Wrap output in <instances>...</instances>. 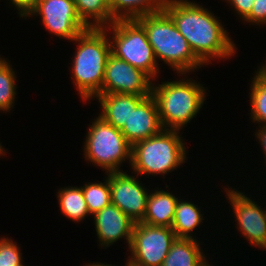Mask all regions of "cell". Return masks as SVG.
<instances>
[{
  "instance_id": "24",
  "label": "cell",
  "mask_w": 266,
  "mask_h": 266,
  "mask_svg": "<svg viewBox=\"0 0 266 266\" xmlns=\"http://www.w3.org/2000/svg\"><path fill=\"white\" fill-rule=\"evenodd\" d=\"M250 86V117L253 122L259 123L258 126H266V82L257 74H254Z\"/></svg>"
},
{
  "instance_id": "8",
  "label": "cell",
  "mask_w": 266,
  "mask_h": 266,
  "mask_svg": "<svg viewBox=\"0 0 266 266\" xmlns=\"http://www.w3.org/2000/svg\"><path fill=\"white\" fill-rule=\"evenodd\" d=\"M177 237L171 227L134 224L128 262L136 266H161Z\"/></svg>"
},
{
  "instance_id": "11",
  "label": "cell",
  "mask_w": 266,
  "mask_h": 266,
  "mask_svg": "<svg viewBox=\"0 0 266 266\" xmlns=\"http://www.w3.org/2000/svg\"><path fill=\"white\" fill-rule=\"evenodd\" d=\"M137 176L126 172H110L109 187L111 202L135 223L145 216L150 192L136 179Z\"/></svg>"
},
{
  "instance_id": "5",
  "label": "cell",
  "mask_w": 266,
  "mask_h": 266,
  "mask_svg": "<svg viewBox=\"0 0 266 266\" xmlns=\"http://www.w3.org/2000/svg\"><path fill=\"white\" fill-rule=\"evenodd\" d=\"M180 130L163 129L159 134L131 146V169L137 175L168 174L185 162L186 147Z\"/></svg>"
},
{
  "instance_id": "2",
  "label": "cell",
  "mask_w": 266,
  "mask_h": 266,
  "mask_svg": "<svg viewBox=\"0 0 266 266\" xmlns=\"http://www.w3.org/2000/svg\"><path fill=\"white\" fill-rule=\"evenodd\" d=\"M104 28H88L74 40L77 46L72 59V77L84 101L96 98L103 85L105 67L111 55V44Z\"/></svg>"
},
{
  "instance_id": "9",
  "label": "cell",
  "mask_w": 266,
  "mask_h": 266,
  "mask_svg": "<svg viewBox=\"0 0 266 266\" xmlns=\"http://www.w3.org/2000/svg\"><path fill=\"white\" fill-rule=\"evenodd\" d=\"M33 15L42 16L41 21L50 33L70 41L88 29L77 14L74 0L38 1L29 14Z\"/></svg>"
},
{
  "instance_id": "15",
  "label": "cell",
  "mask_w": 266,
  "mask_h": 266,
  "mask_svg": "<svg viewBox=\"0 0 266 266\" xmlns=\"http://www.w3.org/2000/svg\"><path fill=\"white\" fill-rule=\"evenodd\" d=\"M148 96L134 94H99L98 99L102 111L99 116L119 130L129 121L132 109Z\"/></svg>"
},
{
  "instance_id": "28",
  "label": "cell",
  "mask_w": 266,
  "mask_h": 266,
  "mask_svg": "<svg viewBox=\"0 0 266 266\" xmlns=\"http://www.w3.org/2000/svg\"><path fill=\"white\" fill-rule=\"evenodd\" d=\"M17 8L20 17H29V14L36 8L38 0H9Z\"/></svg>"
},
{
  "instance_id": "12",
  "label": "cell",
  "mask_w": 266,
  "mask_h": 266,
  "mask_svg": "<svg viewBox=\"0 0 266 266\" xmlns=\"http://www.w3.org/2000/svg\"><path fill=\"white\" fill-rule=\"evenodd\" d=\"M226 194L234 209L237 229L250 244L266 249V210L235 188H226Z\"/></svg>"
},
{
  "instance_id": "27",
  "label": "cell",
  "mask_w": 266,
  "mask_h": 266,
  "mask_svg": "<svg viewBox=\"0 0 266 266\" xmlns=\"http://www.w3.org/2000/svg\"><path fill=\"white\" fill-rule=\"evenodd\" d=\"M227 2L236 11L240 19L242 17V20H244L250 14L254 4V0H228Z\"/></svg>"
},
{
  "instance_id": "25",
  "label": "cell",
  "mask_w": 266,
  "mask_h": 266,
  "mask_svg": "<svg viewBox=\"0 0 266 266\" xmlns=\"http://www.w3.org/2000/svg\"><path fill=\"white\" fill-rule=\"evenodd\" d=\"M22 258L16 242L8 237L0 238V266H24Z\"/></svg>"
},
{
  "instance_id": "29",
  "label": "cell",
  "mask_w": 266,
  "mask_h": 266,
  "mask_svg": "<svg viewBox=\"0 0 266 266\" xmlns=\"http://www.w3.org/2000/svg\"><path fill=\"white\" fill-rule=\"evenodd\" d=\"M258 129L259 130H257L255 136L257 137V140H259L258 143H260L262 147L261 149L263 150V154L265 155L266 160V126H259Z\"/></svg>"
},
{
  "instance_id": "7",
  "label": "cell",
  "mask_w": 266,
  "mask_h": 266,
  "mask_svg": "<svg viewBox=\"0 0 266 266\" xmlns=\"http://www.w3.org/2000/svg\"><path fill=\"white\" fill-rule=\"evenodd\" d=\"M94 120L85 136L83 152L86 161L101 167L105 173L121 172L120 164L131 161V145L121 130L99 115Z\"/></svg>"
},
{
  "instance_id": "26",
  "label": "cell",
  "mask_w": 266,
  "mask_h": 266,
  "mask_svg": "<svg viewBox=\"0 0 266 266\" xmlns=\"http://www.w3.org/2000/svg\"><path fill=\"white\" fill-rule=\"evenodd\" d=\"M253 25H266V0H254L250 14L243 20Z\"/></svg>"
},
{
  "instance_id": "30",
  "label": "cell",
  "mask_w": 266,
  "mask_h": 266,
  "mask_svg": "<svg viewBox=\"0 0 266 266\" xmlns=\"http://www.w3.org/2000/svg\"><path fill=\"white\" fill-rule=\"evenodd\" d=\"M266 62V61H265ZM263 81L266 82V63L258 67L255 72Z\"/></svg>"
},
{
  "instance_id": "31",
  "label": "cell",
  "mask_w": 266,
  "mask_h": 266,
  "mask_svg": "<svg viewBox=\"0 0 266 266\" xmlns=\"http://www.w3.org/2000/svg\"><path fill=\"white\" fill-rule=\"evenodd\" d=\"M85 266H115V265H112V264H104V263H100V262H95V263L85 264Z\"/></svg>"
},
{
  "instance_id": "21",
  "label": "cell",
  "mask_w": 266,
  "mask_h": 266,
  "mask_svg": "<svg viewBox=\"0 0 266 266\" xmlns=\"http://www.w3.org/2000/svg\"><path fill=\"white\" fill-rule=\"evenodd\" d=\"M57 193L61 213L72 221L82 222L90 214L82 187H63Z\"/></svg>"
},
{
  "instance_id": "10",
  "label": "cell",
  "mask_w": 266,
  "mask_h": 266,
  "mask_svg": "<svg viewBox=\"0 0 266 266\" xmlns=\"http://www.w3.org/2000/svg\"><path fill=\"white\" fill-rule=\"evenodd\" d=\"M152 82L146 73L111 54L105 67L100 94L150 96Z\"/></svg>"
},
{
  "instance_id": "34",
  "label": "cell",
  "mask_w": 266,
  "mask_h": 266,
  "mask_svg": "<svg viewBox=\"0 0 266 266\" xmlns=\"http://www.w3.org/2000/svg\"><path fill=\"white\" fill-rule=\"evenodd\" d=\"M5 61V58L2 59V57H0V64L3 63Z\"/></svg>"
},
{
  "instance_id": "1",
  "label": "cell",
  "mask_w": 266,
  "mask_h": 266,
  "mask_svg": "<svg viewBox=\"0 0 266 266\" xmlns=\"http://www.w3.org/2000/svg\"><path fill=\"white\" fill-rule=\"evenodd\" d=\"M163 9L205 66L215 58L227 59L236 53L235 43L212 11L190 0H165Z\"/></svg>"
},
{
  "instance_id": "16",
  "label": "cell",
  "mask_w": 266,
  "mask_h": 266,
  "mask_svg": "<svg viewBox=\"0 0 266 266\" xmlns=\"http://www.w3.org/2000/svg\"><path fill=\"white\" fill-rule=\"evenodd\" d=\"M177 201L178 197L167 190L155 189L148 196L146 213L141 222L151 226L171 227Z\"/></svg>"
},
{
  "instance_id": "18",
  "label": "cell",
  "mask_w": 266,
  "mask_h": 266,
  "mask_svg": "<svg viewBox=\"0 0 266 266\" xmlns=\"http://www.w3.org/2000/svg\"><path fill=\"white\" fill-rule=\"evenodd\" d=\"M165 0H108L112 23L133 20L163 10Z\"/></svg>"
},
{
  "instance_id": "6",
  "label": "cell",
  "mask_w": 266,
  "mask_h": 266,
  "mask_svg": "<svg viewBox=\"0 0 266 266\" xmlns=\"http://www.w3.org/2000/svg\"><path fill=\"white\" fill-rule=\"evenodd\" d=\"M104 29L111 37V54L146 73L152 80L159 67L144 27L136 20H116ZM111 30V31H108ZM154 78V79H153Z\"/></svg>"
},
{
  "instance_id": "22",
  "label": "cell",
  "mask_w": 266,
  "mask_h": 266,
  "mask_svg": "<svg viewBox=\"0 0 266 266\" xmlns=\"http://www.w3.org/2000/svg\"><path fill=\"white\" fill-rule=\"evenodd\" d=\"M106 175L107 178L104 182H87L84 186H81L90 215L96 214L112 203L109 187V173Z\"/></svg>"
},
{
  "instance_id": "20",
  "label": "cell",
  "mask_w": 266,
  "mask_h": 266,
  "mask_svg": "<svg viewBox=\"0 0 266 266\" xmlns=\"http://www.w3.org/2000/svg\"><path fill=\"white\" fill-rule=\"evenodd\" d=\"M74 3L78 16L88 28H104L112 24L108 0H74Z\"/></svg>"
},
{
  "instance_id": "13",
  "label": "cell",
  "mask_w": 266,
  "mask_h": 266,
  "mask_svg": "<svg viewBox=\"0 0 266 266\" xmlns=\"http://www.w3.org/2000/svg\"><path fill=\"white\" fill-rule=\"evenodd\" d=\"M163 130L156 101L152 95L145 97L132 109L128 123L121 132L132 146L135 143L159 134Z\"/></svg>"
},
{
  "instance_id": "17",
  "label": "cell",
  "mask_w": 266,
  "mask_h": 266,
  "mask_svg": "<svg viewBox=\"0 0 266 266\" xmlns=\"http://www.w3.org/2000/svg\"><path fill=\"white\" fill-rule=\"evenodd\" d=\"M199 244L195 238H176L161 266H207L208 260Z\"/></svg>"
},
{
  "instance_id": "3",
  "label": "cell",
  "mask_w": 266,
  "mask_h": 266,
  "mask_svg": "<svg viewBox=\"0 0 266 266\" xmlns=\"http://www.w3.org/2000/svg\"><path fill=\"white\" fill-rule=\"evenodd\" d=\"M136 20L144 27L156 60L161 59L181 76L204 66L164 9Z\"/></svg>"
},
{
  "instance_id": "14",
  "label": "cell",
  "mask_w": 266,
  "mask_h": 266,
  "mask_svg": "<svg viewBox=\"0 0 266 266\" xmlns=\"http://www.w3.org/2000/svg\"><path fill=\"white\" fill-rule=\"evenodd\" d=\"M94 224L101 247H109L118 239H125L130 247L135 222L114 204L94 214Z\"/></svg>"
},
{
  "instance_id": "33",
  "label": "cell",
  "mask_w": 266,
  "mask_h": 266,
  "mask_svg": "<svg viewBox=\"0 0 266 266\" xmlns=\"http://www.w3.org/2000/svg\"><path fill=\"white\" fill-rule=\"evenodd\" d=\"M127 263L125 264V266H136V265H134V264H132V263H130V262H128V261H126Z\"/></svg>"
},
{
  "instance_id": "32",
  "label": "cell",
  "mask_w": 266,
  "mask_h": 266,
  "mask_svg": "<svg viewBox=\"0 0 266 266\" xmlns=\"http://www.w3.org/2000/svg\"><path fill=\"white\" fill-rule=\"evenodd\" d=\"M5 154H6V152H5L4 148L1 146V143H0V156L1 155H4L5 156Z\"/></svg>"
},
{
  "instance_id": "19",
  "label": "cell",
  "mask_w": 266,
  "mask_h": 266,
  "mask_svg": "<svg viewBox=\"0 0 266 266\" xmlns=\"http://www.w3.org/2000/svg\"><path fill=\"white\" fill-rule=\"evenodd\" d=\"M192 202L178 199L175 207V216L172 223V230L177 238H194L191 235L193 230L201 225L203 215L201 209Z\"/></svg>"
},
{
  "instance_id": "23",
  "label": "cell",
  "mask_w": 266,
  "mask_h": 266,
  "mask_svg": "<svg viewBox=\"0 0 266 266\" xmlns=\"http://www.w3.org/2000/svg\"><path fill=\"white\" fill-rule=\"evenodd\" d=\"M16 73L6 60L0 64V111L10 112L16 96Z\"/></svg>"
},
{
  "instance_id": "4",
  "label": "cell",
  "mask_w": 266,
  "mask_h": 266,
  "mask_svg": "<svg viewBox=\"0 0 266 266\" xmlns=\"http://www.w3.org/2000/svg\"><path fill=\"white\" fill-rule=\"evenodd\" d=\"M152 83L154 97L163 129L182 130L200 111L206 100L202 84L190 78Z\"/></svg>"
}]
</instances>
